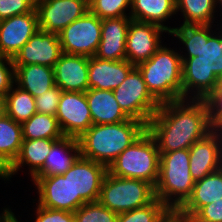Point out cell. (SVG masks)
Segmentation results:
<instances>
[{"label":"cell","mask_w":222,"mask_h":222,"mask_svg":"<svg viewBox=\"0 0 222 222\" xmlns=\"http://www.w3.org/2000/svg\"><path fill=\"white\" fill-rule=\"evenodd\" d=\"M89 57L63 53L53 67L55 85L62 91L86 92Z\"/></svg>","instance_id":"obj_18"},{"label":"cell","mask_w":222,"mask_h":222,"mask_svg":"<svg viewBox=\"0 0 222 222\" xmlns=\"http://www.w3.org/2000/svg\"><path fill=\"white\" fill-rule=\"evenodd\" d=\"M101 28L102 19L88 10L58 34L63 53L93 57L100 44Z\"/></svg>","instance_id":"obj_9"},{"label":"cell","mask_w":222,"mask_h":222,"mask_svg":"<svg viewBox=\"0 0 222 222\" xmlns=\"http://www.w3.org/2000/svg\"><path fill=\"white\" fill-rule=\"evenodd\" d=\"M63 54L59 35L38 29L12 58L13 65L54 67Z\"/></svg>","instance_id":"obj_14"},{"label":"cell","mask_w":222,"mask_h":222,"mask_svg":"<svg viewBox=\"0 0 222 222\" xmlns=\"http://www.w3.org/2000/svg\"><path fill=\"white\" fill-rule=\"evenodd\" d=\"M132 20L158 25L170 33L173 28L163 25L176 14V0H131Z\"/></svg>","instance_id":"obj_24"},{"label":"cell","mask_w":222,"mask_h":222,"mask_svg":"<svg viewBox=\"0 0 222 222\" xmlns=\"http://www.w3.org/2000/svg\"><path fill=\"white\" fill-rule=\"evenodd\" d=\"M136 67L143 76L147 90L160 104L183 99L180 53L162 45L150 59Z\"/></svg>","instance_id":"obj_4"},{"label":"cell","mask_w":222,"mask_h":222,"mask_svg":"<svg viewBox=\"0 0 222 222\" xmlns=\"http://www.w3.org/2000/svg\"><path fill=\"white\" fill-rule=\"evenodd\" d=\"M4 113V98L0 96V116Z\"/></svg>","instance_id":"obj_44"},{"label":"cell","mask_w":222,"mask_h":222,"mask_svg":"<svg viewBox=\"0 0 222 222\" xmlns=\"http://www.w3.org/2000/svg\"><path fill=\"white\" fill-rule=\"evenodd\" d=\"M204 100L208 107L212 128L222 130V85L212 91Z\"/></svg>","instance_id":"obj_36"},{"label":"cell","mask_w":222,"mask_h":222,"mask_svg":"<svg viewBox=\"0 0 222 222\" xmlns=\"http://www.w3.org/2000/svg\"><path fill=\"white\" fill-rule=\"evenodd\" d=\"M23 139H61L64 135L56 116L35 113L22 123Z\"/></svg>","instance_id":"obj_30"},{"label":"cell","mask_w":222,"mask_h":222,"mask_svg":"<svg viewBox=\"0 0 222 222\" xmlns=\"http://www.w3.org/2000/svg\"><path fill=\"white\" fill-rule=\"evenodd\" d=\"M14 222H19L18 219L15 217V214H14Z\"/></svg>","instance_id":"obj_46"},{"label":"cell","mask_w":222,"mask_h":222,"mask_svg":"<svg viewBox=\"0 0 222 222\" xmlns=\"http://www.w3.org/2000/svg\"><path fill=\"white\" fill-rule=\"evenodd\" d=\"M190 222H222V199L201 207Z\"/></svg>","instance_id":"obj_40"},{"label":"cell","mask_w":222,"mask_h":222,"mask_svg":"<svg viewBox=\"0 0 222 222\" xmlns=\"http://www.w3.org/2000/svg\"><path fill=\"white\" fill-rule=\"evenodd\" d=\"M85 95L93 124H112L130 119L121 109L113 91L88 89Z\"/></svg>","instance_id":"obj_23"},{"label":"cell","mask_w":222,"mask_h":222,"mask_svg":"<svg viewBox=\"0 0 222 222\" xmlns=\"http://www.w3.org/2000/svg\"><path fill=\"white\" fill-rule=\"evenodd\" d=\"M9 67H8V66ZM15 68L10 57L0 56V96L2 98L14 87Z\"/></svg>","instance_id":"obj_38"},{"label":"cell","mask_w":222,"mask_h":222,"mask_svg":"<svg viewBox=\"0 0 222 222\" xmlns=\"http://www.w3.org/2000/svg\"><path fill=\"white\" fill-rule=\"evenodd\" d=\"M22 141V124L3 113L0 116V154L13 164L20 153Z\"/></svg>","instance_id":"obj_29"},{"label":"cell","mask_w":222,"mask_h":222,"mask_svg":"<svg viewBox=\"0 0 222 222\" xmlns=\"http://www.w3.org/2000/svg\"><path fill=\"white\" fill-rule=\"evenodd\" d=\"M189 170L194 181L222 167V130L214 129L189 148Z\"/></svg>","instance_id":"obj_16"},{"label":"cell","mask_w":222,"mask_h":222,"mask_svg":"<svg viewBox=\"0 0 222 222\" xmlns=\"http://www.w3.org/2000/svg\"><path fill=\"white\" fill-rule=\"evenodd\" d=\"M130 16L102 19L101 40L94 55L107 60L126 59V38Z\"/></svg>","instance_id":"obj_19"},{"label":"cell","mask_w":222,"mask_h":222,"mask_svg":"<svg viewBox=\"0 0 222 222\" xmlns=\"http://www.w3.org/2000/svg\"><path fill=\"white\" fill-rule=\"evenodd\" d=\"M215 0H176V12L183 14L182 25H213Z\"/></svg>","instance_id":"obj_28"},{"label":"cell","mask_w":222,"mask_h":222,"mask_svg":"<svg viewBox=\"0 0 222 222\" xmlns=\"http://www.w3.org/2000/svg\"><path fill=\"white\" fill-rule=\"evenodd\" d=\"M160 152L155 139L146 130L108 166L116 177L143 180L156 185L159 176Z\"/></svg>","instance_id":"obj_6"},{"label":"cell","mask_w":222,"mask_h":222,"mask_svg":"<svg viewBox=\"0 0 222 222\" xmlns=\"http://www.w3.org/2000/svg\"><path fill=\"white\" fill-rule=\"evenodd\" d=\"M164 28L146 22L131 20L126 38V60L135 66L150 57L162 46Z\"/></svg>","instance_id":"obj_15"},{"label":"cell","mask_w":222,"mask_h":222,"mask_svg":"<svg viewBox=\"0 0 222 222\" xmlns=\"http://www.w3.org/2000/svg\"><path fill=\"white\" fill-rule=\"evenodd\" d=\"M217 3L220 4L219 5V8H220V6H222V0H215V6H218Z\"/></svg>","instance_id":"obj_45"},{"label":"cell","mask_w":222,"mask_h":222,"mask_svg":"<svg viewBox=\"0 0 222 222\" xmlns=\"http://www.w3.org/2000/svg\"><path fill=\"white\" fill-rule=\"evenodd\" d=\"M113 93L123 112L146 126L160 106L147 90L143 76L136 66Z\"/></svg>","instance_id":"obj_8"},{"label":"cell","mask_w":222,"mask_h":222,"mask_svg":"<svg viewBox=\"0 0 222 222\" xmlns=\"http://www.w3.org/2000/svg\"><path fill=\"white\" fill-rule=\"evenodd\" d=\"M56 118L64 136L80 138L93 125L85 92L63 91Z\"/></svg>","instance_id":"obj_11"},{"label":"cell","mask_w":222,"mask_h":222,"mask_svg":"<svg viewBox=\"0 0 222 222\" xmlns=\"http://www.w3.org/2000/svg\"><path fill=\"white\" fill-rule=\"evenodd\" d=\"M213 130L204 99L161 103L147 124L160 153L189 149Z\"/></svg>","instance_id":"obj_1"},{"label":"cell","mask_w":222,"mask_h":222,"mask_svg":"<svg viewBox=\"0 0 222 222\" xmlns=\"http://www.w3.org/2000/svg\"><path fill=\"white\" fill-rule=\"evenodd\" d=\"M37 187L38 205L45 208L75 212L79 208V199H72L70 168L64 173L53 176H34Z\"/></svg>","instance_id":"obj_13"},{"label":"cell","mask_w":222,"mask_h":222,"mask_svg":"<svg viewBox=\"0 0 222 222\" xmlns=\"http://www.w3.org/2000/svg\"><path fill=\"white\" fill-rule=\"evenodd\" d=\"M62 92L63 91L55 85L53 88L35 97L37 113L56 116Z\"/></svg>","instance_id":"obj_35"},{"label":"cell","mask_w":222,"mask_h":222,"mask_svg":"<svg viewBox=\"0 0 222 222\" xmlns=\"http://www.w3.org/2000/svg\"><path fill=\"white\" fill-rule=\"evenodd\" d=\"M146 130L143 122L132 118L112 124H93L78 138L81 157L108 167Z\"/></svg>","instance_id":"obj_3"},{"label":"cell","mask_w":222,"mask_h":222,"mask_svg":"<svg viewBox=\"0 0 222 222\" xmlns=\"http://www.w3.org/2000/svg\"><path fill=\"white\" fill-rule=\"evenodd\" d=\"M15 85L30 93L34 98L55 86L52 67L33 65H14Z\"/></svg>","instance_id":"obj_25"},{"label":"cell","mask_w":222,"mask_h":222,"mask_svg":"<svg viewBox=\"0 0 222 222\" xmlns=\"http://www.w3.org/2000/svg\"><path fill=\"white\" fill-rule=\"evenodd\" d=\"M174 35L183 43L188 55L181 58L196 57V53L201 48V25H181L179 28H173L169 35Z\"/></svg>","instance_id":"obj_34"},{"label":"cell","mask_w":222,"mask_h":222,"mask_svg":"<svg viewBox=\"0 0 222 222\" xmlns=\"http://www.w3.org/2000/svg\"><path fill=\"white\" fill-rule=\"evenodd\" d=\"M38 27L59 34L88 10V0H36Z\"/></svg>","instance_id":"obj_10"},{"label":"cell","mask_w":222,"mask_h":222,"mask_svg":"<svg viewBox=\"0 0 222 222\" xmlns=\"http://www.w3.org/2000/svg\"><path fill=\"white\" fill-rule=\"evenodd\" d=\"M74 217L75 222H117L118 213L96 201L81 205L74 212Z\"/></svg>","instance_id":"obj_32"},{"label":"cell","mask_w":222,"mask_h":222,"mask_svg":"<svg viewBox=\"0 0 222 222\" xmlns=\"http://www.w3.org/2000/svg\"><path fill=\"white\" fill-rule=\"evenodd\" d=\"M154 199L155 190L151 183L133 178L116 177L107 172L98 201L119 214L146 206Z\"/></svg>","instance_id":"obj_7"},{"label":"cell","mask_w":222,"mask_h":222,"mask_svg":"<svg viewBox=\"0 0 222 222\" xmlns=\"http://www.w3.org/2000/svg\"><path fill=\"white\" fill-rule=\"evenodd\" d=\"M39 29L36 9L0 21V56L13 58Z\"/></svg>","instance_id":"obj_17"},{"label":"cell","mask_w":222,"mask_h":222,"mask_svg":"<svg viewBox=\"0 0 222 222\" xmlns=\"http://www.w3.org/2000/svg\"><path fill=\"white\" fill-rule=\"evenodd\" d=\"M220 199H222V167L195 181L191 196L175 213L189 220L201 207Z\"/></svg>","instance_id":"obj_21"},{"label":"cell","mask_w":222,"mask_h":222,"mask_svg":"<svg viewBox=\"0 0 222 222\" xmlns=\"http://www.w3.org/2000/svg\"><path fill=\"white\" fill-rule=\"evenodd\" d=\"M164 222H190L188 219L179 217L176 213H172Z\"/></svg>","instance_id":"obj_43"},{"label":"cell","mask_w":222,"mask_h":222,"mask_svg":"<svg viewBox=\"0 0 222 222\" xmlns=\"http://www.w3.org/2000/svg\"><path fill=\"white\" fill-rule=\"evenodd\" d=\"M107 172L108 167L104 164L81 156L70 167L72 199H79V207L88 202L98 201Z\"/></svg>","instance_id":"obj_12"},{"label":"cell","mask_w":222,"mask_h":222,"mask_svg":"<svg viewBox=\"0 0 222 222\" xmlns=\"http://www.w3.org/2000/svg\"><path fill=\"white\" fill-rule=\"evenodd\" d=\"M34 222H75L74 212L41 207L37 205Z\"/></svg>","instance_id":"obj_39"},{"label":"cell","mask_w":222,"mask_h":222,"mask_svg":"<svg viewBox=\"0 0 222 222\" xmlns=\"http://www.w3.org/2000/svg\"><path fill=\"white\" fill-rule=\"evenodd\" d=\"M80 156L78 139L63 136L52 145L43 168L35 176L64 174Z\"/></svg>","instance_id":"obj_22"},{"label":"cell","mask_w":222,"mask_h":222,"mask_svg":"<svg viewBox=\"0 0 222 222\" xmlns=\"http://www.w3.org/2000/svg\"><path fill=\"white\" fill-rule=\"evenodd\" d=\"M15 87L4 97V113L22 124L37 112L35 98L17 85Z\"/></svg>","instance_id":"obj_27"},{"label":"cell","mask_w":222,"mask_h":222,"mask_svg":"<svg viewBox=\"0 0 222 222\" xmlns=\"http://www.w3.org/2000/svg\"><path fill=\"white\" fill-rule=\"evenodd\" d=\"M134 67L135 65L126 59L113 61L89 57V89L113 91L126 79Z\"/></svg>","instance_id":"obj_20"},{"label":"cell","mask_w":222,"mask_h":222,"mask_svg":"<svg viewBox=\"0 0 222 222\" xmlns=\"http://www.w3.org/2000/svg\"><path fill=\"white\" fill-rule=\"evenodd\" d=\"M211 27L201 25V48L196 57L181 58L183 99H205L222 85V32L214 35L217 32Z\"/></svg>","instance_id":"obj_2"},{"label":"cell","mask_w":222,"mask_h":222,"mask_svg":"<svg viewBox=\"0 0 222 222\" xmlns=\"http://www.w3.org/2000/svg\"><path fill=\"white\" fill-rule=\"evenodd\" d=\"M0 222H14V213L9 207L3 208V212L0 214Z\"/></svg>","instance_id":"obj_42"},{"label":"cell","mask_w":222,"mask_h":222,"mask_svg":"<svg viewBox=\"0 0 222 222\" xmlns=\"http://www.w3.org/2000/svg\"><path fill=\"white\" fill-rule=\"evenodd\" d=\"M189 149L160 153L155 198L176 212L191 196L195 184L189 170Z\"/></svg>","instance_id":"obj_5"},{"label":"cell","mask_w":222,"mask_h":222,"mask_svg":"<svg viewBox=\"0 0 222 222\" xmlns=\"http://www.w3.org/2000/svg\"><path fill=\"white\" fill-rule=\"evenodd\" d=\"M58 139H23L21 150L12 164V174L15 175L25 164L28 165L29 173L33 178L44 166L45 159ZM31 166V167H30Z\"/></svg>","instance_id":"obj_26"},{"label":"cell","mask_w":222,"mask_h":222,"mask_svg":"<svg viewBox=\"0 0 222 222\" xmlns=\"http://www.w3.org/2000/svg\"><path fill=\"white\" fill-rule=\"evenodd\" d=\"M35 0H0V21L35 9Z\"/></svg>","instance_id":"obj_37"},{"label":"cell","mask_w":222,"mask_h":222,"mask_svg":"<svg viewBox=\"0 0 222 222\" xmlns=\"http://www.w3.org/2000/svg\"><path fill=\"white\" fill-rule=\"evenodd\" d=\"M12 175V164L0 154V178L9 181Z\"/></svg>","instance_id":"obj_41"},{"label":"cell","mask_w":222,"mask_h":222,"mask_svg":"<svg viewBox=\"0 0 222 222\" xmlns=\"http://www.w3.org/2000/svg\"><path fill=\"white\" fill-rule=\"evenodd\" d=\"M173 212L155 198L146 206L118 214L117 222H164Z\"/></svg>","instance_id":"obj_31"},{"label":"cell","mask_w":222,"mask_h":222,"mask_svg":"<svg viewBox=\"0 0 222 222\" xmlns=\"http://www.w3.org/2000/svg\"><path fill=\"white\" fill-rule=\"evenodd\" d=\"M88 5L89 11L100 19L130 16L125 12L131 8V0H88Z\"/></svg>","instance_id":"obj_33"}]
</instances>
